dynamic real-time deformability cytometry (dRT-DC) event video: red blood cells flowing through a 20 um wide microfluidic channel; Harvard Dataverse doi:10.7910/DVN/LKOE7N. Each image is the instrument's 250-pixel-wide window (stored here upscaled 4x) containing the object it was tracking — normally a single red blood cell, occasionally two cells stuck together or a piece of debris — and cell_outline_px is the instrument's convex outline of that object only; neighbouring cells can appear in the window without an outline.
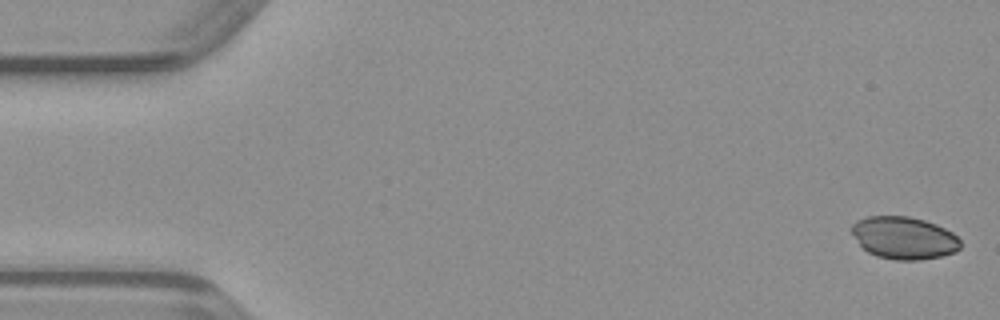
{"species": "common noctule bat (a hibernating species)", "species_latin": "Nyctalus noctula", "temperature_condition": "warm", "stored_images_in_passage": 49, "camera_frame_rate_fps": 3000, "um_per_image_px": 0.085, "animal": {"sex": "male", "body_mass_g": 23.1, "forearm_length_mm": 52.7}, "frame": {"image": 1, "passage_image": 1, "time_ms": 0.0, "image_size_px": [1000, 320], "cell_outline_px": [[960, 248], [956, 252], [940, 256], [920, 260], [896, 260], [876, 256], [868, 252], [860, 244], [852, 232], [852, 224], [856, 220], [868, 216], [908, 216], [924, 220], [936, 224], [952, 232], [960, 240]], "centroid_in_image_um": [76.85, 20.22], "position_along_channel_um": 8.2, "area_um2": 26.82}}
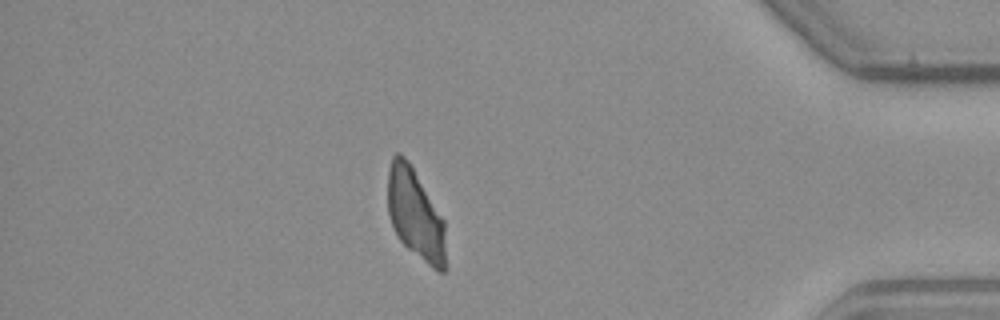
{"frame": {"image": 2, "passage_image": 42, "time_ms": 13.667, "image_size_px": [1000, 320], "cell_outline_px": [[448, 268], [444, 272], [436, 272], [408, 248], [400, 240], [388, 216], [388, 168], [392, 156], [396, 152], [400, 152], [404, 156], [412, 168], [444, 220], [448, 264]], "centroid_in_image_um": [35.34, 18.29], "position_along_channel_um": 399.9, "area_um2": 30.81}}
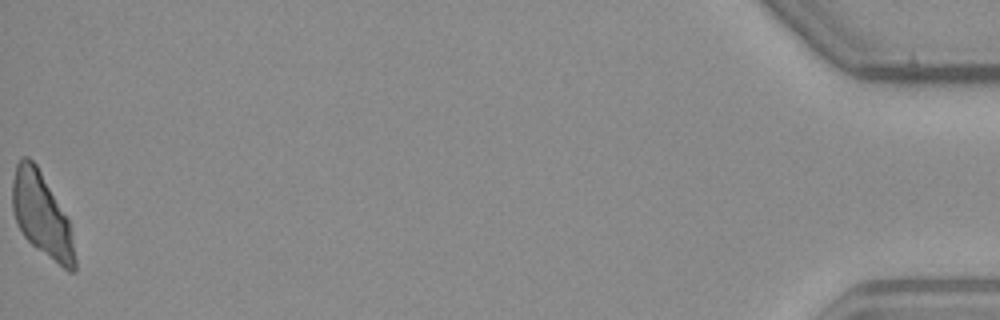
{"frame": {"image": 3, "passage_image": 49, "time_ms": 16.0, "image_size_px": [1000, 320], "cell_outline_px": [[76, 272], [68, 272], [36, 248], [24, 236], [16, 220], [12, 208], [12, 180], [16, 164], [20, 156], [28, 156], [36, 164], [68, 220], [72, 236], [76, 260]], "centroid_in_image_um": [3.53, 18.28], "position_along_channel_um": 431.7, "area_um2": 30.17}}